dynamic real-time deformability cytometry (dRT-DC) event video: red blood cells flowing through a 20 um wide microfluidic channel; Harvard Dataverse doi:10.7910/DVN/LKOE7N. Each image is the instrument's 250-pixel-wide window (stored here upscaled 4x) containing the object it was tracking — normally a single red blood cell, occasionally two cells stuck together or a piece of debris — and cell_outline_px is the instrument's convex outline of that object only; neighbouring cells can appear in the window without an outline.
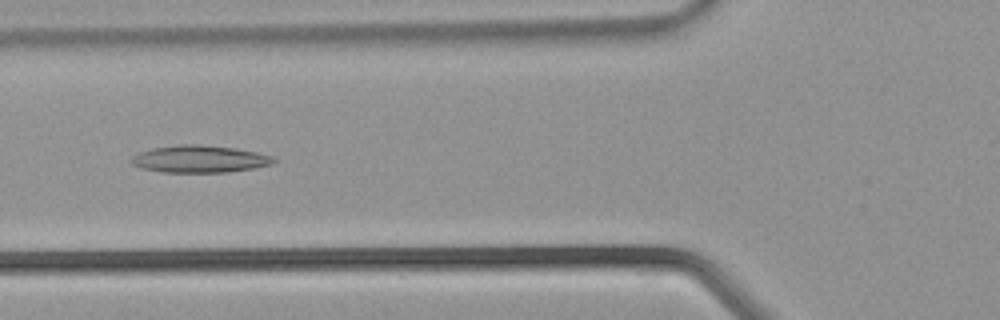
{"species": "common noctule bat (a hibernating species)", "species_latin": "Nyctalus noctula", "temperature_condition": "warm", "stored_images_in_passage": 29, "camera_frame_rate_fps": 3000, "um_per_image_px": 0.085, "animal": {"sex": "male", "body_mass_g": 21.5, "forearm_length_mm": 52.0}, "frame": {"image": 1, "passage_image": 6, "time_ms": 1.667, "image_size_px": [1000, 320], "cell_outline_px": [[276, 160], [272, 164], [256, 168], [228, 172], [160, 172], [140, 168], [132, 164], [128, 160], [132, 156], [140, 152], [152, 148], [180, 144], [200, 144], [236, 148], [256, 152], [272, 156]], "centroid_in_image_um": [16.94, 13.51], "position_along_channel_um": 108.9, "area_um2": 22.77}}
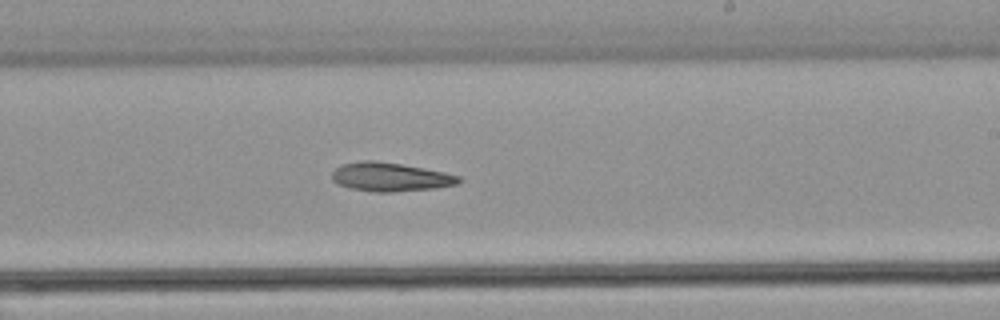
{"frame": {"image": 2, "passage_image": 14, "time_ms": 4.333, "image_size_px": [1000, 320], "cell_outline_px": [[464, 180], [456, 184], [436, 188], [392, 192], [372, 192], [352, 188], [340, 184], [332, 180], [332, 172], [336, 168], [344, 164], [364, 160], [376, 160], [400, 164], [444, 172], [460, 176]], "centroid_in_image_um": [33.2, 15.04], "position_along_channel_um": 255.8, "area_um2": 21.1}}
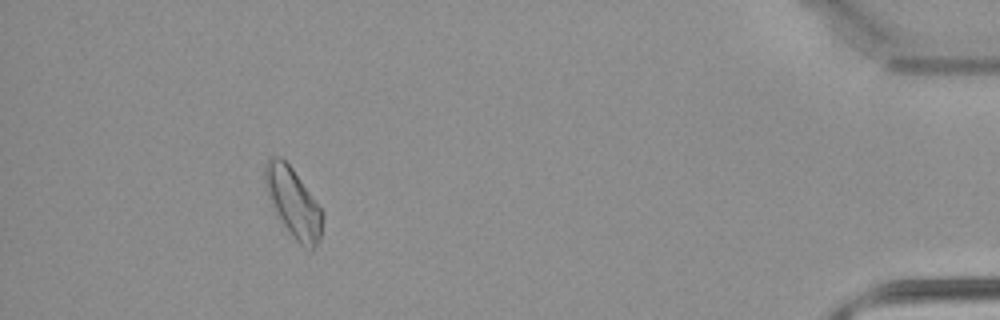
{"frame": {"image": 3, "passage_image": 26, "time_ms": 8.333, "image_size_px": [1000, 320], "cell_outline_px": [[324, 216], [320, 240], [312, 252], [308, 252], [292, 236], [276, 212], [272, 204], [264, 184], [264, 164], [268, 156], [280, 156], [292, 168], [324, 212]], "centroid_in_image_um": [24.95, 17.23], "position_along_channel_um": 410.3, "area_um2": 23.29}}